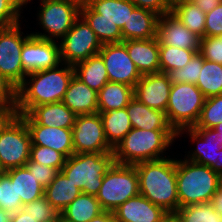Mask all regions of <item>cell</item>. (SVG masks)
I'll use <instances>...</instances> for the list:
<instances>
[{"label":"cell","instance_id":"obj_1","mask_svg":"<svg viewBox=\"0 0 222 222\" xmlns=\"http://www.w3.org/2000/svg\"><path fill=\"white\" fill-rule=\"evenodd\" d=\"M63 65L65 66L62 68L58 65L27 74L24 82L17 88L16 114H26L32 107L41 104L62 102L75 74L73 65Z\"/></svg>","mask_w":222,"mask_h":222},{"label":"cell","instance_id":"obj_2","mask_svg":"<svg viewBox=\"0 0 222 222\" xmlns=\"http://www.w3.org/2000/svg\"><path fill=\"white\" fill-rule=\"evenodd\" d=\"M137 170L139 194L166 212L179 208L176 160L163 158L134 165Z\"/></svg>","mask_w":222,"mask_h":222},{"label":"cell","instance_id":"obj_3","mask_svg":"<svg viewBox=\"0 0 222 222\" xmlns=\"http://www.w3.org/2000/svg\"><path fill=\"white\" fill-rule=\"evenodd\" d=\"M177 137L178 133L175 130L146 131L132 128L113 149L115 162L135 165L143 161L166 158L162 156L164 150L166 151Z\"/></svg>","mask_w":222,"mask_h":222},{"label":"cell","instance_id":"obj_4","mask_svg":"<svg viewBox=\"0 0 222 222\" xmlns=\"http://www.w3.org/2000/svg\"><path fill=\"white\" fill-rule=\"evenodd\" d=\"M179 208L207 203L221 186V176L210 167L196 162L176 160Z\"/></svg>","mask_w":222,"mask_h":222},{"label":"cell","instance_id":"obj_5","mask_svg":"<svg viewBox=\"0 0 222 222\" xmlns=\"http://www.w3.org/2000/svg\"><path fill=\"white\" fill-rule=\"evenodd\" d=\"M114 163V152L74 153L66 158L61 172L83 194L96 196L102 185L103 176Z\"/></svg>","mask_w":222,"mask_h":222},{"label":"cell","instance_id":"obj_6","mask_svg":"<svg viewBox=\"0 0 222 222\" xmlns=\"http://www.w3.org/2000/svg\"><path fill=\"white\" fill-rule=\"evenodd\" d=\"M139 194L137 170L134 165L114 163L103 176L96 195L104 211L113 212L126 200Z\"/></svg>","mask_w":222,"mask_h":222},{"label":"cell","instance_id":"obj_7","mask_svg":"<svg viewBox=\"0 0 222 222\" xmlns=\"http://www.w3.org/2000/svg\"><path fill=\"white\" fill-rule=\"evenodd\" d=\"M205 100L204 94L195 84L174 83L171 85L166 115L177 133L183 128L195 126Z\"/></svg>","mask_w":222,"mask_h":222},{"label":"cell","instance_id":"obj_8","mask_svg":"<svg viewBox=\"0 0 222 222\" xmlns=\"http://www.w3.org/2000/svg\"><path fill=\"white\" fill-rule=\"evenodd\" d=\"M31 135L25 121L12 115L0 128V166L3 171L25 166L30 157Z\"/></svg>","mask_w":222,"mask_h":222},{"label":"cell","instance_id":"obj_9","mask_svg":"<svg viewBox=\"0 0 222 222\" xmlns=\"http://www.w3.org/2000/svg\"><path fill=\"white\" fill-rule=\"evenodd\" d=\"M39 24L45 33H31L47 40L62 39L80 17L81 5L73 0H41ZM55 37V38H54Z\"/></svg>","mask_w":222,"mask_h":222},{"label":"cell","instance_id":"obj_10","mask_svg":"<svg viewBox=\"0 0 222 222\" xmlns=\"http://www.w3.org/2000/svg\"><path fill=\"white\" fill-rule=\"evenodd\" d=\"M60 42L61 62L73 66L97 55L102 48L97 35L81 16Z\"/></svg>","mask_w":222,"mask_h":222},{"label":"cell","instance_id":"obj_11","mask_svg":"<svg viewBox=\"0 0 222 222\" xmlns=\"http://www.w3.org/2000/svg\"><path fill=\"white\" fill-rule=\"evenodd\" d=\"M20 30V23L0 28V73L17 88L27 76L22 66L21 51L24 42L31 36L23 37L24 33Z\"/></svg>","mask_w":222,"mask_h":222},{"label":"cell","instance_id":"obj_12","mask_svg":"<svg viewBox=\"0 0 222 222\" xmlns=\"http://www.w3.org/2000/svg\"><path fill=\"white\" fill-rule=\"evenodd\" d=\"M74 153L113 152L108 144L99 113L77 115L72 128Z\"/></svg>","mask_w":222,"mask_h":222},{"label":"cell","instance_id":"obj_13","mask_svg":"<svg viewBox=\"0 0 222 222\" xmlns=\"http://www.w3.org/2000/svg\"><path fill=\"white\" fill-rule=\"evenodd\" d=\"M21 61L24 72L36 71L63 66L60 58V45L56 40H47L31 35L23 44Z\"/></svg>","mask_w":222,"mask_h":222},{"label":"cell","instance_id":"obj_14","mask_svg":"<svg viewBox=\"0 0 222 222\" xmlns=\"http://www.w3.org/2000/svg\"><path fill=\"white\" fill-rule=\"evenodd\" d=\"M189 134L192 142H197V148L185 158L210 167L215 173L222 177V146L218 139V133L213 128H183V132Z\"/></svg>","mask_w":222,"mask_h":222},{"label":"cell","instance_id":"obj_15","mask_svg":"<svg viewBox=\"0 0 222 222\" xmlns=\"http://www.w3.org/2000/svg\"><path fill=\"white\" fill-rule=\"evenodd\" d=\"M98 54L104 61L109 82L135 87L141 79L142 75L130 59L126 46L122 42L103 44Z\"/></svg>","mask_w":222,"mask_h":222},{"label":"cell","instance_id":"obj_16","mask_svg":"<svg viewBox=\"0 0 222 222\" xmlns=\"http://www.w3.org/2000/svg\"><path fill=\"white\" fill-rule=\"evenodd\" d=\"M171 85L166 73L142 75L134 87V98L149 108L166 112Z\"/></svg>","mask_w":222,"mask_h":222},{"label":"cell","instance_id":"obj_17","mask_svg":"<svg viewBox=\"0 0 222 222\" xmlns=\"http://www.w3.org/2000/svg\"><path fill=\"white\" fill-rule=\"evenodd\" d=\"M157 38L159 45L200 50V37L184 26L172 12L158 18Z\"/></svg>","mask_w":222,"mask_h":222},{"label":"cell","instance_id":"obj_18","mask_svg":"<svg viewBox=\"0 0 222 222\" xmlns=\"http://www.w3.org/2000/svg\"><path fill=\"white\" fill-rule=\"evenodd\" d=\"M19 115L25 123H38L53 128L72 129L76 114L63 102L41 104L32 107L26 114Z\"/></svg>","mask_w":222,"mask_h":222},{"label":"cell","instance_id":"obj_19","mask_svg":"<svg viewBox=\"0 0 222 222\" xmlns=\"http://www.w3.org/2000/svg\"><path fill=\"white\" fill-rule=\"evenodd\" d=\"M117 222H160L166 211L138 194L113 211Z\"/></svg>","mask_w":222,"mask_h":222},{"label":"cell","instance_id":"obj_20","mask_svg":"<svg viewBox=\"0 0 222 222\" xmlns=\"http://www.w3.org/2000/svg\"><path fill=\"white\" fill-rule=\"evenodd\" d=\"M130 59L141 75L160 73L159 40L152 39L125 40Z\"/></svg>","mask_w":222,"mask_h":222},{"label":"cell","instance_id":"obj_21","mask_svg":"<svg viewBox=\"0 0 222 222\" xmlns=\"http://www.w3.org/2000/svg\"><path fill=\"white\" fill-rule=\"evenodd\" d=\"M26 125L32 145L49 147L62 153L66 158L74 154L72 129L47 127L38 123H26Z\"/></svg>","mask_w":222,"mask_h":222},{"label":"cell","instance_id":"obj_22","mask_svg":"<svg viewBox=\"0 0 222 222\" xmlns=\"http://www.w3.org/2000/svg\"><path fill=\"white\" fill-rule=\"evenodd\" d=\"M62 102L76 115L98 113V93L83 83L75 74Z\"/></svg>","mask_w":222,"mask_h":222},{"label":"cell","instance_id":"obj_23","mask_svg":"<svg viewBox=\"0 0 222 222\" xmlns=\"http://www.w3.org/2000/svg\"><path fill=\"white\" fill-rule=\"evenodd\" d=\"M132 128L150 130H174L170 125L166 112L149 108L133 98L126 106Z\"/></svg>","mask_w":222,"mask_h":222},{"label":"cell","instance_id":"obj_24","mask_svg":"<svg viewBox=\"0 0 222 222\" xmlns=\"http://www.w3.org/2000/svg\"><path fill=\"white\" fill-rule=\"evenodd\" d=\"M158 18L157 14L136 7L121 30L123 41L157 37Z\"/></svg>","mask_w":222,"mask_h":222},{"label":"cell","instance_id":"obj_25","mask_svg":"<svg viewBox=\"0 0 222 222\" xmlns=\"http://www.w3.org/2000/svg\"><path fill=\"white\" fill-rule=\"evenodd\" d=\"M15 182L17 198L25 205L44 196L45 188L37 181L26 166L4 171Z\"/></svg>","mask_w":222,"mask_h":222},{"label":"cell","instance_id":"obj_26","mask_svg":"<svg viewBox=\"0 0 222 222\" xmlns=\"http://www.w3.org/2000/svg\"><path fill=\"white\" fill-rule=\"evenodd\" d=\"M74 70L75 75L97 93L109 82L107 69L99 54L76 63Z\"/></svg>","mask_w":222,"mask_h":222},{"label":"cell","instance_id":"obj_27","mask_svg":"<svg viewBox=\"0 0 222 222\" xmlns=\"http://www.w3.org/2000/svg\"><path fill=\"white\" fill-rule=\"evenodd\" d=\"M133 98L134 87L122 83L107 82L98 92V112L126 108Z\"/></svg>","mask_w":222,"mask_h":222},{"label":"cell","instance_id":"obj_28","mask_svg":"<svg viewBox=\"0 0 222 222\" xmlns=\"http://www.w3.org/2000/svg\"><path fill=\"white\" fill-rule=\"evenodd\" d=\"M87 4L101 14L102 19L116 24L121 30L136 8L130 0H88Z\"/></svg>","mask_w":222,"mask_h":222},{"label":"cell","instance_id":"obj_29","mask_svg":"<svg viewBox=\"0 0 222 222\" xmlns=\"http://www.w3.org/2000/svg\"><path fill=\"white\" fill-rule=\"evenodd\" d=\"M80 16L87 22L103 44L121 43L123 35L121 29L112 22L101 18L87 3L81 5Z\"/></svg>","mask_w":222,"mask_h":222},{"label":"cell","instance_id":"obj_30","mask_svg":"<svg viewBox=\"0 0 222 222\" xmlns=\"http://www.w3.org/2000/svg\"><path fill=\"white\" fill-rule=\"evenodd\" d=\"M81 193V190L59 171L45 188L44 196L61 213Z\"/></svg>","mask_w":222,"mask_h":222},{"label":"cell","instance_id":"obj_31","mask_svg":"<svg viewBox=\"0 0 222 222\" xmlns=\"http://www.w3.org/2000/svg\"><path fill=\"white\" fill-rule=\"evenodd\" d=\"M98 113L102 118L105 138L114 149L132 129L126 108Z\"/></svg>","mask_w":222,"mask_h":222},{"label":"cell","instance_id":"obj_32","mask_svg":"<svg viewBox=\"0 0 222 222\" xmlns=\"http://www.w3.org/2000/svg\"><path fill=\"white\" fill-rule=\"evenodd\" d=\"M171 12L191 32L204 37L206 13L189 0H172Z\"/></svg>","mask_w":222,"mask_h":222},{"label":"cell","instance_id":"obj_33","mask_svg":"<svg viewBox=\"0 0 222 222\" xmlns=\"http://www.w3.org/2000/svg\"><path fill=\"white\" fill-rule=\"evenodd\" d=\"M103 211L96 196L81 193L61 214L73 222H89Z\"/></svg>","mask_w":222,"mask_h":222},{"label":"cell","instance_id":"obj_34","mask_svg":"<svg viewBox=\"0 0 222 222\" xmlns=\"http://www.w3.org/2000/svg\"><path fill=\"white\" fill-rule=\"evenodd\" d=\"M196 86L206 99L222 95V65L204 60Z\"/></svg>","mask_w":222,"mask_h":222},{"label":"cell","instance_id":"obj_35","mask_svg":"<svg viewBox=\"0 0 222 222\" xmlns=\"http://www.w3.org/2000/svg\"><path fill=\"white\" fill-rule=\"evenodd\" d=\"M199 51L159 45L160 73L167 74L173 69H182Z\"/></svg>","mask_w":222,"mask_h":222},{"label":"cell","instance_id":"obj_36","mask_svg":"<svg viewBox=\"0 0 222 222\" xmlns=\"http://www.w3.org/2000/svg\"><path fill=\"white\" fill-rule=\"evenodd\" d=\"M176 213L181 222H222V216L214 210L210 202L186 205L178 208Z\"/></svg>","mask_w":222,"mask_h":222},{"label":"cell","instance_id":"obj_37","mask_svg":"<svg viewBox=\"0 0 222 222\" xmlns=\"http://www.w3.org/2000/svg\"><path fill=\"white\" fill-rule=\"evenodd\" d=\"M222 123V95L205 100L200 116L192 128H215Z\"/></svg>","mask_w":222,"mask_h":222},{"label":"cell","instance_id":"obj_38","mask_svg":"<svg viewBox=\"0 0 222 222\" xmlns=\"http://www.w3.org/2000/svg\"><path fill=\"white\" fill-rule=\"evenodd\" d=\"M203 56L198 52L182 69H173L167 73L169 80L174 83L197 84L204 63Z\"/></svg>","mask_w":222,"mask_h":222},{"label":"cell","instance_id":"obj_39","mask_svg":"<svg viewBox=\"0 0 222 222\" xmlns=\"http://www.w3.org/2000/svg\"><path fill=\"white\" fill-rule=\"evenodd\" d=\"M21 198H17L15 182L5 173H0V207L1 209L15 213L22 209Z\"/></svg>","mask_w":222,"mask_h":222},{"label":"cell","instance_id":"obj_40","mask_svg":"<svg viewBox=\"0 0 222 222\" xmlns=\"http://www.w3.org/2000/svg\"><path fill=\"white\" fill-rule=\"evenodd\" d=\"M22 210L39 222H55L61 214L45 196L23 205Z\"/></svg>","mask_w":222,"mask_h":222},{"label":"cell","instance_id":"obj_41","mask_svg":"<svg viewBox=\"0 0 222 222\" xmlns=\"http://www.w3.org/2000/svg\"><path fill=\"white\" fill-rule=\"evenodd\" d=\"M29 159L41 165L45 164L46 166L61 171L65 164L66 157L62 153L49 147L31 145Z\"/></svg>","mask_w":222,"mask_h":222},{"label":"cell","instance_id":"obj_42","mask_svg":"<svg viewBox=\"0 0 222 222\" xmlns=\"http://www.w3.org/2000/svg\"><path fill=\"white\" fill-rule=\"evenodd\" d=\"M199 53L205 60L222 65V35L200 38Z\"/></svg>","mask_w":222,"mask_h":222},{"label":"cell","instance_id":"obj_43","mask_svg":"<svg viewBox=\"0 0 222 222\" xmlns=\"http://www.w3.org/2000/svg\"><path fill=\"white\" fill-rule=\"evenodd\" d=\"M21 6L17 0H0V28L20 23Z\"/></svg>","mask_w":222,"mask_h":222},{"label":"cell","instance_id":"obj_44","mask_svg":"<svg viewBox=\"0 0 222 222\" xmlns=\"http://www.w3.org/2000/svg\"><path fill=\"white\" fill-rule=\"evenodd\" d=\"M0 107L9 110L13 115L17 108V87L0 73Z\"/></svg>","mask_w":222,"mask_h":222},{"label":"cell","instance_id":"obj_45","mask_svg":"<svg viewBox=\"0 0 222 222\" xmlns=\"http://www.w3.org/2000/svg\"><path fill=\"white\" fill-rule=\"evenodd\" d=\"M25 166L44 188H46L59 173V170L56 168L46 166L45 164L41 165L30 159L26 162Z\"/></svg>","mask_w":222,"mask_h":222},{"label":"cell","instance_id":"obj_46","mask_svg":"<svg viewBox=\"0 0 222 222\" xmlns=\"http://www.w3.org/2000/svg\"><path fill=\"white\" fill-rule=\"evenodd\" d=\"M222 35V2L206 13L204 37Z\"/></svg>","mask_w":222,"mask_h":222},{"label":"cell","instance_id":"obj_47","mask_svg":"<svg viewBox=\"0 0 222 222\" xmlns=\"http://www.w3.org/2000/svg\"><path fill=\"white\" fill-rule=\"evenodd\" d=\"M136 7L161 15L171 12L172 0H130Z\"/></svg>","mask_w":222,"mask_h":222},{"label":"cell","instance_id":"obj_48","mask_svg":"<svg viewBox=\"0 0 222 222\" xmlns=\"http://www.w3.org/2000/svg\"><path fill=\"white\" fill-rule=\"evenodd\" d=\"M202 9L204 13L212 11L222 0H189Z\"/></svg>","mask_w":222,"mask_h":222},{"label":"cell","instance_id":"obj_49","mask_svg":"<svg viewBox=\"0 0 222 222\" xmlns=\"http://www.w3.org/2000/svg\"><path fill=\"white\" fill-rule=\"evenodd\" d=\"M211 205L213 206L214 210L222 216V185L219 189L213 194L211 201Z\"/></svg>","mask_w":222,"mask_h":222},{"label":"cell","instance_id":"obj_50","mask_svg":"<svg viewBox=\"0 0 222 222\" xmlns=\"http://www.w3.org/2000/svg\"><path fill=\"white\" fill-rule=\"evenodd\" d=\"M9 222H39L29 216L24 210L20 209L19 211L12 213L10 215Z\"/></svg>","mask_w":222,"mask_h":222},{"label":"cell","instance_id":"obj_51","mask_svg":"<svg viewBox=\"0 0 222 222\" xmlns=\"http://www.w3.org/2000/svg\"><path fill=\"white\" fill-rule=\"evenodd\" d=\"M89 222H117V221L113 212L103 211L98 216L91 219Z\"/></svg>","mask_w":222,"mask_h":222},{"label":"cell","instance_id":"obj_52","mask_svg":"<svg viewBox=\"0 0 222 222\" xmlns=\"http://www.w3.org/2000/svg\"><path fill=\"white\" fill-rule=\"evenodd\" d=\"M160 222H181L176 212H167Z\"/></svg>","mask_w":222,"mask_h":222},{"label":"cell","instance_id":"obj_53","mask_svg":"<svg viewBox=\"0 0 222 222\" xmlns=\"http://www.w3.org/2000/svg\"><path fill=\"white\" fill-rule=\"evenodd\" d=\"M13 114L2 107H0V128L5 124V122L12 116Z\"/></svg>","mask_w":222,"mask_h":222},{"label":"cell","instance_id":"obj_54","mask_svg":"<svg viewBox=\"0 0 222 222\" xmlns=\"http://www.w3.org/2000/svg\"><path fill=\"white\" fill-rule=\"evenodd\" d=\"M10 213L6 212L3 209H0V222H9L10 221Z\"/></svg>","mask_w":222,"mask_h":222},{"label":"cell","instance_id":"obj_55","mask_svg":"<svg viewBox=\"0 0 222 222\" xmlns=\"http://www.w3.org/2000/svg\"><path fill=\"white\" fill-rule=\"evenodd\" d=\"M218 133V139L222 146V123H219L215 128H213Z\"/></svg>","mask_w":222,"mask_h":222},{"label":"cell","instance_id":"obj_56","mask_svg":"<svg viewBox=\"0 0 222 222\" xmlns=\"http://www.w3.org/2000/svg\"><path fill=\"white\" fill-rule=\"evenodd\" d=\"M55 222H73L69 219H67L65 216H63L62 214H60L58 216V218L55 220Z\"/></svg>","mask_w":222,"mask_h":222},{"label":"cell","instance_id":"obj_57","mask_svg":"<svg viewBox=\"0 0 222 222\" xmlns=\"http://www.w3.org/2000/svg\"><path fill=\"white\" fill-rule=\"evenodd\" d=\"M30 1H31V0H28V1H27V4H28V2H30ZM73 1L77 2V3L80 4V5H84V4L87 3L88 0H73Z\"/></svg>","mask_w":222,"mask_h":222},{"label":"cell","instance_id":"obj_58","mask_svg":"<svg viewBox=\"0 0 222 222\" xmlns=\"http://www.w3.org/2000/svg\"><path fill=\"white\" fill-rule=\"evenodd\" d=\"M22 6H24V4H27L28 0H17Z\"/></svg>","mask_w":222,"mask_h":222},{"label":"cell","instance_id":"obj_59","mask_svg":"<svg viewBox=\"0 0 222 222\" xmlns=\"http://www.w3.org/2000/svg\"><path fill=\"white\" fill-rule=\"evenodd\" d=\"M4 171L2 170L1 166H0V173H3Z\"/></svg>","mask_w":222,"mask_h":222}]
</instances>
